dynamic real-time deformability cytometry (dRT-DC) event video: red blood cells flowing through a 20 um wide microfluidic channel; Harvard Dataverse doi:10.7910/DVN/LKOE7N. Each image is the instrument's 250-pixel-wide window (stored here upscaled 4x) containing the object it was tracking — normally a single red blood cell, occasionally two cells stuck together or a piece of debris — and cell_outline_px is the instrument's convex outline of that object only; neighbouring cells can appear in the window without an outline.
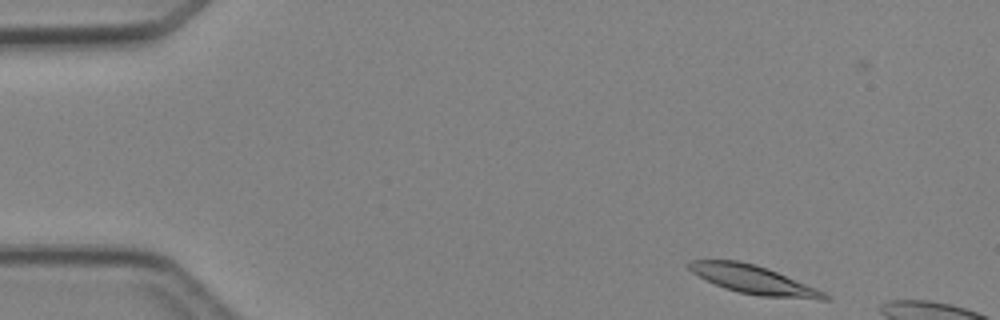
{"species": "Egyptian fruit bat (a non-hibernating species)", "species_latin": "Rousettus aegyptiacus", "temperature_condition": "cold", "stored_images_in_passage": 3, "camera_frame_rate_fps": 3000, "um_per_image_px": 0.085, "animal": {"sex": "female"}, "frame": {"image": 1, "passage_image": 1, "time_ms": 0.0, "image_size_px": [1000, 320], "cell_outline_px": [[832, 300], [820, 300], [760, 296], [740, 292], [724, 288], [692, 272], [688, 268], [688, 264], [692, 260], [736, 260], [756, 264], [768, 268], [816, 288], [832, 296]], "centroid_in_image_um": [64.13, 23.79], "position_along_channel_um": 20.9, "area_um2": 22.43}}